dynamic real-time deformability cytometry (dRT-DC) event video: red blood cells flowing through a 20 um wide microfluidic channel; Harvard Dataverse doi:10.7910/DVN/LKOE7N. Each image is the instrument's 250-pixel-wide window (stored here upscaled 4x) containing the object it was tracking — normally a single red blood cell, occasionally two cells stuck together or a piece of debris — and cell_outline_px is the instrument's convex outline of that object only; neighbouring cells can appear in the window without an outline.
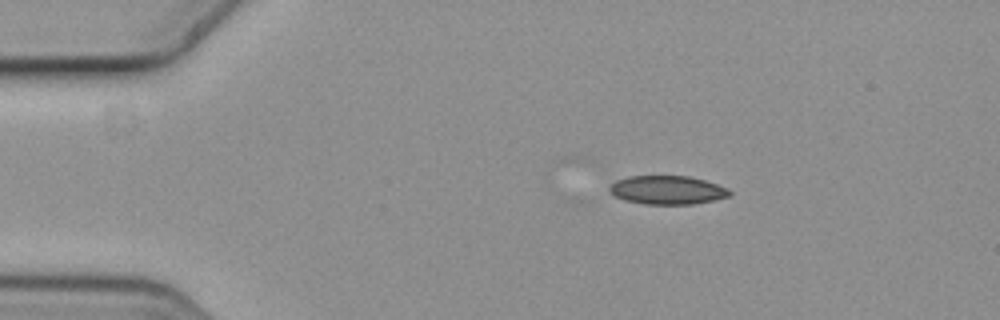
{"species": "common noctule bat (a hibernating species)", "species_latin": "Nyctalus noctula", "temperature_condition": "cold", "stored_images_in_passage": 3, "camera_frame_rate_fps": 3000, "um_per_image_px": 0.085, "animal": {"sex": "female", "body_mass_g": 19.3, "forearm_length_mm": 54.1}, "frame": {"image": 1, "passage_image": 1, "time_ms": 0.0, "image_size_px": [1000, 320], "cell_outline_px": [[732, 196], [716, 200], [692, 204], [644, 204], [624, 200], [616, 196], [608, 188], [616, 180], [628, 176], [688, 176], [704, 180], [728, 188], [732, 192]], "centroid_in_image_um": [56.77, 16.15], "position_along_channel_um": 28.2, "area_um2": 20.06}}